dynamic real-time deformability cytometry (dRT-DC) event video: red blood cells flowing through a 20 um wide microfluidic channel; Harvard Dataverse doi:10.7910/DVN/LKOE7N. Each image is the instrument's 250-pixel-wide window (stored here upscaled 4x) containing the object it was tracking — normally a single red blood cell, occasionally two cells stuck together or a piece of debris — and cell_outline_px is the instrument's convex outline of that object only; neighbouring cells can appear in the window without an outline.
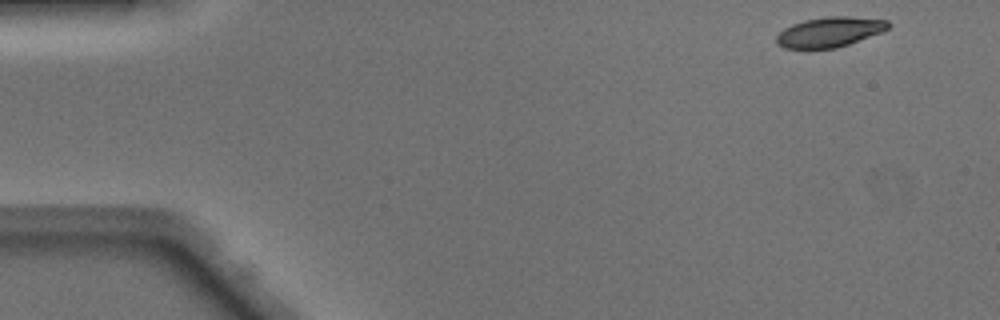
{"species": "Egyptian fruit bat (a non-hibernating species)", "species_latin": "Rousettus aegyptiacus", "temperature_condition": "warm", "stored_images_in_passage": 45, "camera_frame_rate_fps": 3000, "um_per_image_px": 0.085, "animal": {"sex": "male"}, "frame": {"image": 1, "passage_image": 1, "time_ms": 0.0, "image_size_px": [1000, 320], "cell_outline_px": [[892, 24], [888, 28], [880, 32], [848, 44], [836, 48], [784, 48], [776, 44], [776, 36], [784, 28], [792, 24], [804, 20], [828, 16], [848, 16], [888, 20]], "centroid_in_image_um": [70.5, 2.71], "position_along_channel_um": 14.5, "area_um2": 19.42}}
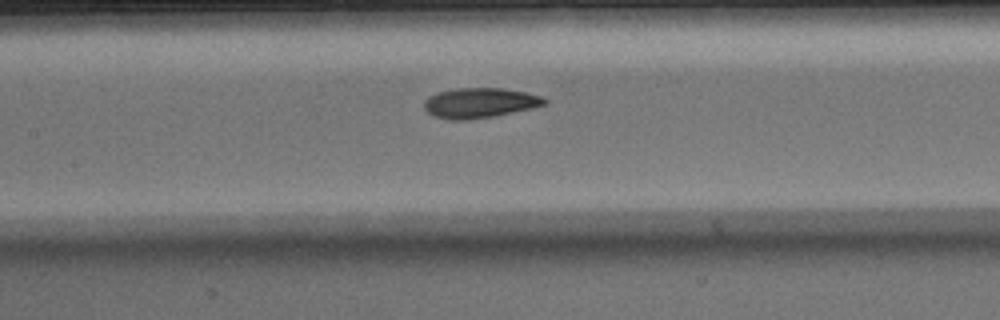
{"frame": {"image": 2, "passage_image": 20, "time_ms": 6.333, "image_size_px": [1000, 320], "cell_outline_px": [[548, 104], [532, 108], [492, 116], [468, 120], [448, 120], [432, 116], [424, 108], [424, 100], [428, 96], [436, 92], [456, 88], [504, 88], [544, 96], [548, 100]], "centroid_in_image_um": [40.76, 8.74], "position_along_channel_um": 166.6, "area_um2": 21.33}}
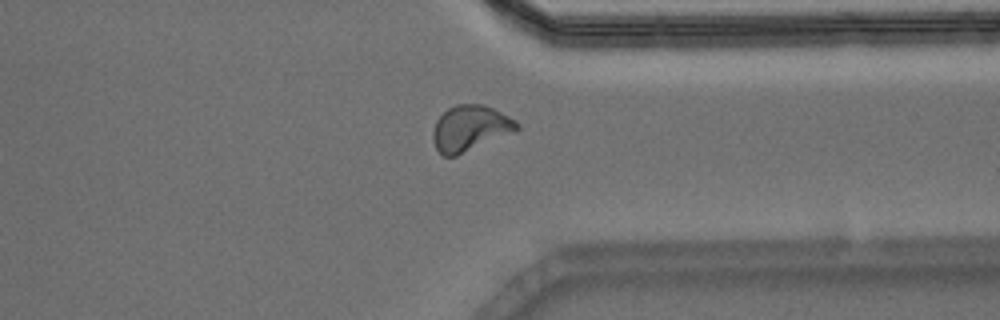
{"frame": {"image": 3, "passage_image": 35, "time_ms": 11.333, "image_size_px": [1000, 320], "cell_outline_px": [[520, 128], [456, 156], [444, 156], [436, 148], [432, 140], [432, 132], [436, 120], [448, 108], [456, 104], [484, 104], [516, 120], [520, 124]], "centroid_in_image_um": [39.92, 10.88], "position_along_channel_um": 371.5, "area_um2": 22.02}}